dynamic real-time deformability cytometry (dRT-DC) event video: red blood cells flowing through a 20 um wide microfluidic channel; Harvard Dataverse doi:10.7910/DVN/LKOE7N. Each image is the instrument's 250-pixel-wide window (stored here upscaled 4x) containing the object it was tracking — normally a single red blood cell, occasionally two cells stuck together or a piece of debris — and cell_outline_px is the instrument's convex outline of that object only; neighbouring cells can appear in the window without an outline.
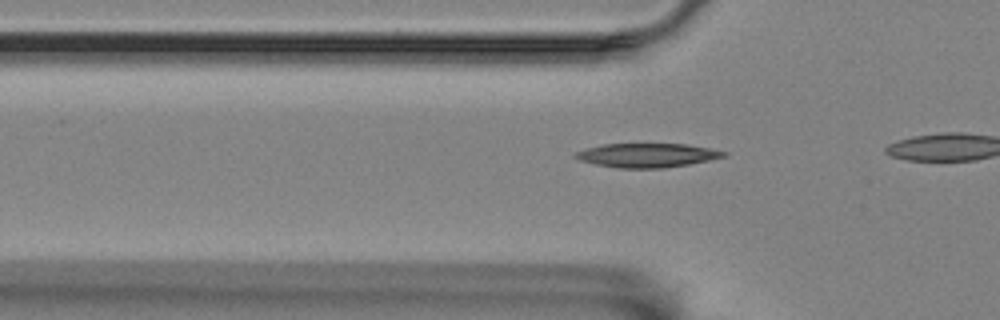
{"species": "Egyptian fruit bat (a non-hibernating species)", "species_latin": "Rousettus aegyptiacus", "temperature_condition": "room temperature", "stored_images_in_passage": 6, "camera_frame_rate_fps": 3000, "um_per_image_px": 0.085, "animal": {"sex": "female"}, "frame": {"image": 1, "passage_image": 3, "time_ms": 0.667, "image_size_px": [1000, 320], "cell_outline_px": [[728, 156], [688, 164], [664, 168], [620, 168], [596, 164], [580, 160], [572, 156], [576, 152], [584, 148], [604, 144], [688, 144], [728, 152]], "centroid_in_image_um": [55.0, 13.19], "position_along_channel_um": 70.8, "area_um2": 20.69}}